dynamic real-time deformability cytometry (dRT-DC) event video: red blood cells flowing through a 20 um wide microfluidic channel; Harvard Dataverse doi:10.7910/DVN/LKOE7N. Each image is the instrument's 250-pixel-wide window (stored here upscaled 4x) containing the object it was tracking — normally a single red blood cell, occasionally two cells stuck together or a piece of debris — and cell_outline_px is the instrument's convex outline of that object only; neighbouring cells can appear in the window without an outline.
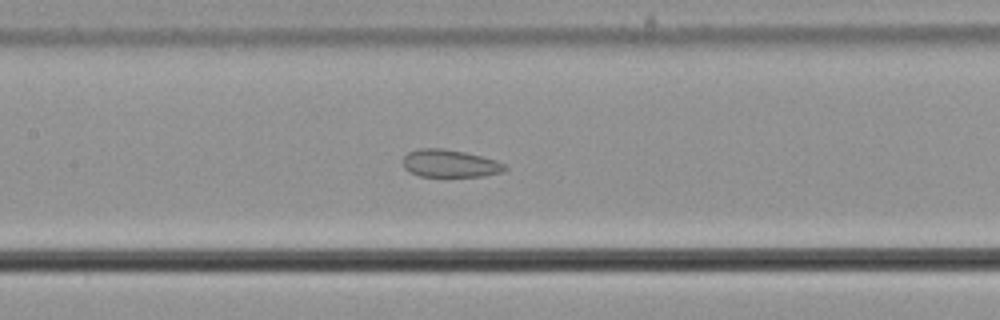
{"species": "common noctule bat (a hibernating species)", "species_latin": "Nyctalus noctula", "temperature_condition": "cold", "stored_images_in_passage": 42, "camera_frame_rate_fps": 3000, "um_per_image_px": 0.085, "animal": {"sex": "male", "body_mass_g": 21.5, "forearm_length_mm": 52.0}, "frame": {"image": 1, "passage_image": 12, "time_ms": 3.667, "image_size_px": [1000, 320], "cell_outline_px": [[508, 168], [504, 172], [484, 176], [444, 180], [420, 176], [408, 172], [404, 168], [404, 156], [408, 152], [420, 148], [444, 148], [464, 152], [496, 160], [504, 164]], "centroid_in_image_um": [38.24, 13.96], "position_along_channel_um": 169.2, "area_um2": 17.34}}
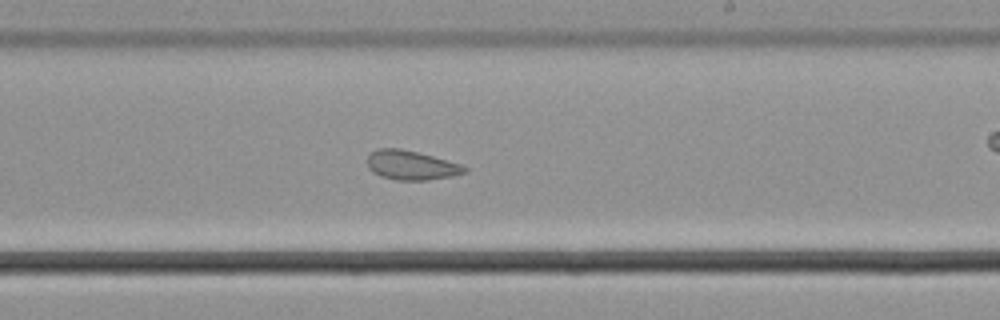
{"frame": {"image": 2, "passage_image": 19, "time_ms": 6.0, "image_size_px": [1000, 320], "cell_outline_px": [[468, 172], [452, 176], [428, 180], [396, 180], [380, 176], [372, 172], [368, 168], [368, 156], [372, 152], [380, 148], [400, 148], [432, 156], [460, 164], [468, 168]], "centroid_in_image_um": [34.95, 14.05], "position_along_channel_um": 254.0, "area_um2": 16.53}}
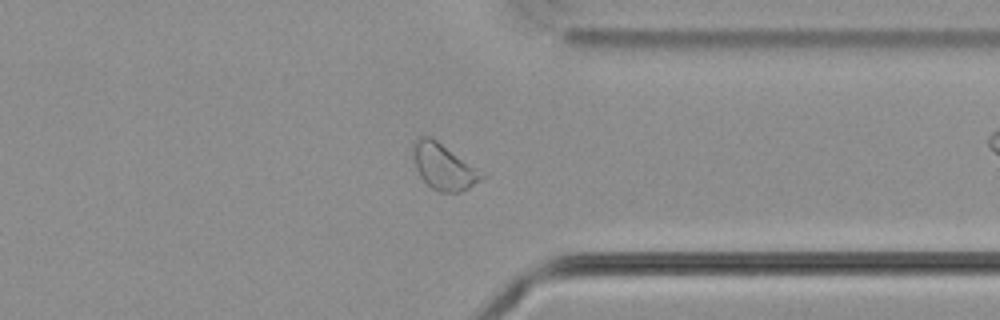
{"frame": {"image": 3, "passage_image": 29, "time_ms": 9.333, "image_size_px": [1000, 320], "cell_outline_px": [[488, 176], [468, 188], [460, 192], [440, 192], [432, 188], [420, 176], [416, 168], [412, 152], [412, 144], [420, 136], [432, 136], [488, 172]], "centroid_in_image_um": [37.8, 14.13], "position_along_channel_um": 373.6, "area_um2": 19.19}, "authors_computed_cell_mechanics": {"area_um2": 18.207, "velocity_mm_per_s": 3.6469, "shape_relaxation_time_tau1_ms": null, "shape_relaxation_time_tau2_ms": 1.7173, "deformation_change_tau1": null, "deformation_change_tau2": 0.0777}}